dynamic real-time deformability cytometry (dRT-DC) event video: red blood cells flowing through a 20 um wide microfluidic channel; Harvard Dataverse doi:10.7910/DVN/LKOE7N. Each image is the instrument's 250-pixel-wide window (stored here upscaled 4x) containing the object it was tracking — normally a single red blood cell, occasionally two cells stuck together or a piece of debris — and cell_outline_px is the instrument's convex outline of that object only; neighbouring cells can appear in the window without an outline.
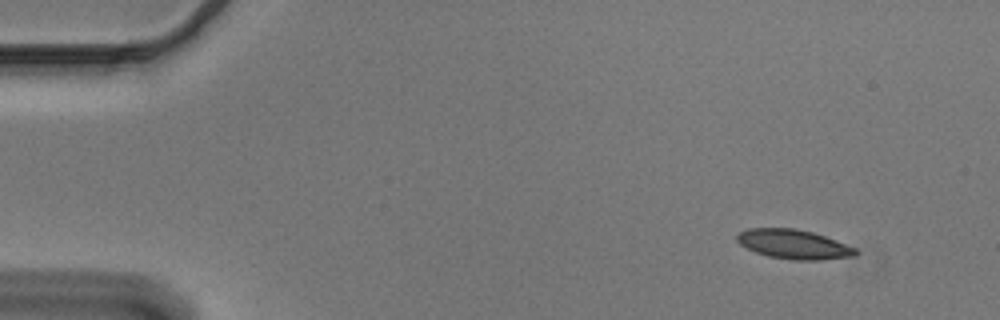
{"species": "Egyptian fruit bat (a non-hibernating species)", "species_latin": "Rousettus aegyptiacus", "temperature_condition": "cold", "stored_images_in_passage": 50, "camera_frame_rate_fps": 3000, "um_per_image_px": 0.085, "animal": {"sex": "male"}, "frame": {"image": 1, "passage_image": 1, "time_ms": 0.0, "image_size_px": [1000, 320], "cell_outline_px": [[860, 252], [856, 256], [820, 260], [792, 260], [768, 256], [756, 252], [740, 244], [736, 240], [736, 236], [740, 232], [748, 228], [796, 228], [812, 232], [836, 240], [856, 248]], "centroid_in_image_um": [67.49, 20.76], "position_along_channel_um": 17.5, "area_um2": 20.35}}
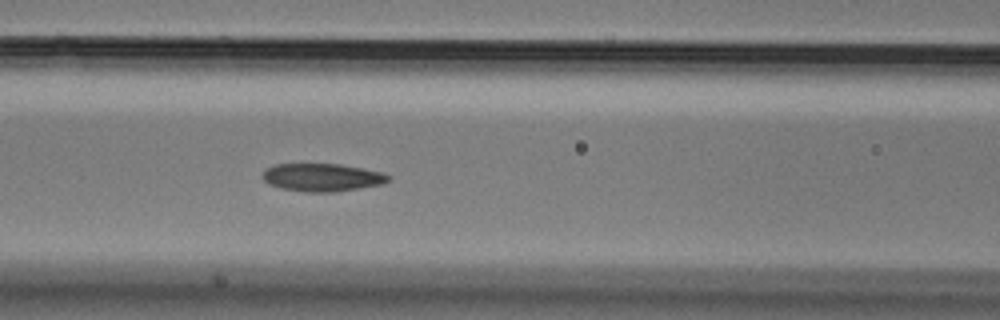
{"frame": {"image": 2, "passage_image": 19, "time_ms": 6.0, "image_size_px": [1000, 320], "cell_outline_px": [[388, 180], [380, 184], [360, 188], [332, 192], [304, 192], [280, 188], [268, 184], [264, 180], [264, 172], [268, 168], [276, 164], [340, 164], [380, 172], [388, 176]], "centroid_in_image_um": [27.33, 15.08], "position_along_channel_um": 139.3, "area_um2": 20.06}}
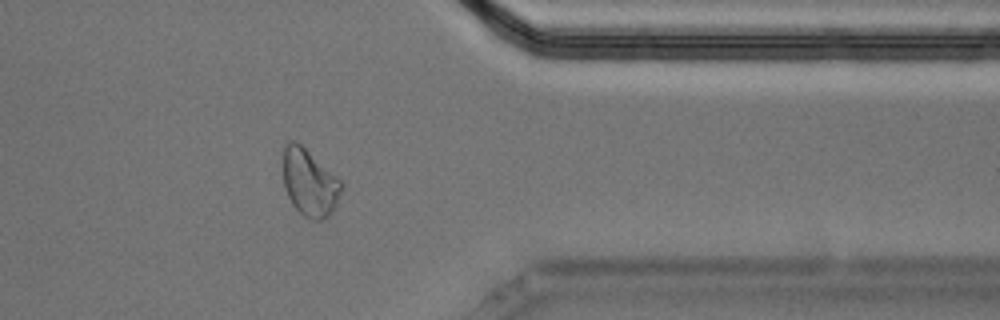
{"frame": {"image": 3, "passage_image": 40, "time_ms": 13.0, "image_size_px": [1000, 320], "cell_outline_px": [[344, 188], [332, 212], [324, 220], [312, 220], [304, 216], [292, 204], [284, 188], [284, 148], [288, 140], [296, 140], [340, 180], [344, 184]], "centroid_in_image_um": [26.32, 15.55], "position_along_channel_um": 385.1, "area_um2": 22.66}, "authors_computed_cell_mechanics": {"area_um2": 20.8658, "velocity_mm_per_s": 3.6753, "shape_relaxation_time_tau1_ms": 8.846, "shape_relaxation_time_tau2_ms": 2.9275, "deformation_change_tau1": 0.1963, "deformation_change_tau2": 0.0956}}